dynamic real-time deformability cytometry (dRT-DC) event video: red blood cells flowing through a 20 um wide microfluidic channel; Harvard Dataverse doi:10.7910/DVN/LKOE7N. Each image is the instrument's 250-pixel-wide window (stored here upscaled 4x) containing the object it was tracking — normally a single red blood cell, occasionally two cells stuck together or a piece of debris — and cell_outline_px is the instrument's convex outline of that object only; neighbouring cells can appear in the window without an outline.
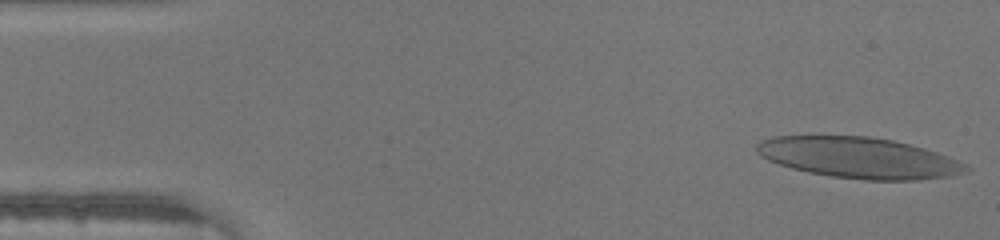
{"species": "human", "species_latin": "Homo sapiens", "temperature_condition": "warm", "stored_images_in_passage": 45, "camera_frame_rate_fps": 3000, "um_per_image_px": 0.085, "donor": {"sex": "male"}, "frame": {"image": 1, "passage_image": 1, "time_ms": 0.0, "image_size_px": [1000, 240], "cell_outline_px": [[972, 168], [968, 172], [948, 176], [916, 180], [864, 180], [832, 176], [808, 172], [792, 168], [768, 160], [760, 156], [756, 152], [756, 144], [760, 140], [772, 136], [868, 136], [892, 140], [924, 148], [936, 152], [956, 160]], "centroid_in_image_um": [72.97, 13.41], "position_along_channel_um": 12.0, "area_um2": 49.71}}
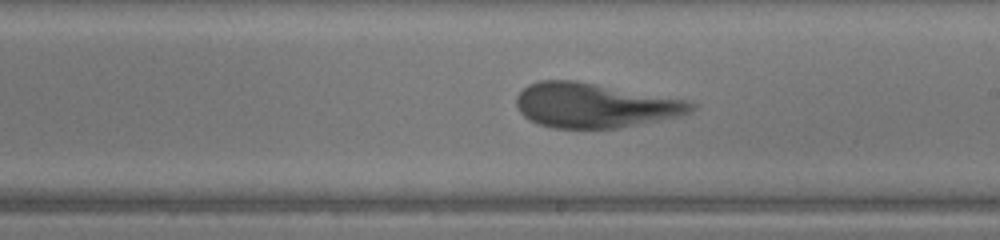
{"frame": {"image": 2, "passage_image": 25, "time_ms": 8.0, "image_size_px": [1000, 240], "cell_outline_px": [[696, 108], [692, 112], [680, 116], [616, 128], [552, 128], [540, 124], [524, 116], [520, 112], [516, 104], [516, 96], [528, 84], [540, 80], [576, 80], [688, 100], [696, 104]], "centroid_in_image_um": [50.56, 8.94], "position_along_channel_um": 238.4, "area_um2": 45.43}}
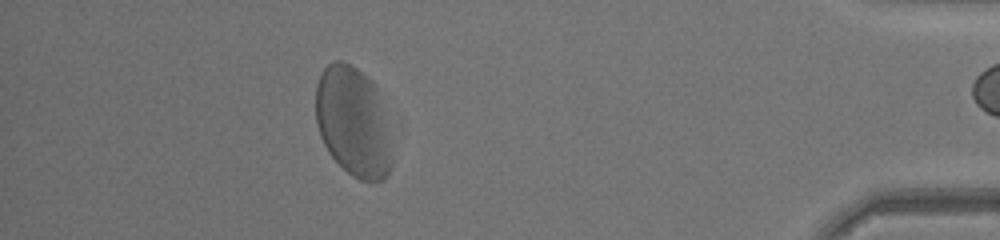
{"frame": {"image": 3, "passage_image": 40, "time_ms": 13.0, "image_size_px": [1000, 240], "cell_outline_px": [[392, 164], [388, 176], [384, 180], [360, 180], [352, 176], [328, 152], [320, 136], [316, 120], [316, 84], [320, 72], [328, 64], [336, 60], [344, 60], [352, 64], [368, 76], [372, 80], [376, 88]], "centroid_in_image_um": [29.94, 10.31], "position_along_channel_um": 405.3, "area_um2": 47.86}}